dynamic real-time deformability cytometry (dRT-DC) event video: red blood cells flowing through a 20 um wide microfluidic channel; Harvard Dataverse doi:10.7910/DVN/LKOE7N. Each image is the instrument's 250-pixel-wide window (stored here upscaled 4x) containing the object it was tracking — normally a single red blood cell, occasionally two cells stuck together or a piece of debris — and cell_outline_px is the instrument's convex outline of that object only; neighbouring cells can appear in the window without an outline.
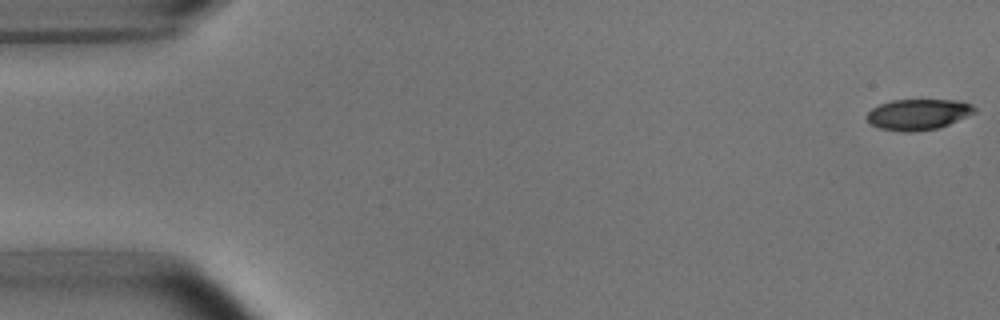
{"species": "common noctule bat (a hibernating species)", "species_latin": "Nyctalus noctula", "temperature_condition": "room temperature", "stored_images_in_passage": 53, "camera_frame_rate_fps": 3000, "um_per_image_px": 0.085, "animal": {"sex": "male", "body_mass_g": 15.6}, "frame": {"image": 1, "passage_image": 1, "time_ms": 0.0, "image_size_px": [1000, 320], "cell_outline_px": [[976, 112], [940, 128], [912, 132], [904, 132], [880, 128], [872, 124], [864, 116], [872, 108], [880, 104], [892, 100], [956, 100], [972, 104], [976, 108]], "centroid_in_image_um": [78.05, 9.72], "position_along_channel_um": 7.0, "area_um2": 19.36}}
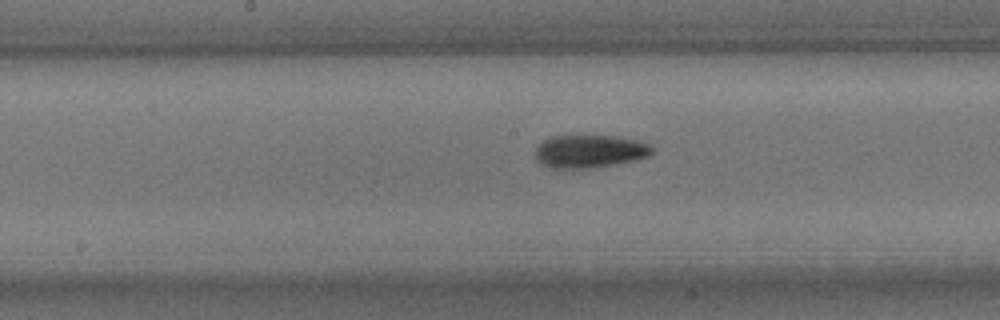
{"frame": {"image": 2, "passage_image": 27, "time_ms": 8.667, "image_size_px": [1000, 320], "cell_outline_px": [[652, 152], [648, 156], [636, 160], [592, 168], [552, 168], [540, 164], [536, 156], [536, 148], [544, 140], [552, 136], [612, 136], [636, 140], [648, 144], [652, 148]], "centroid_in_image_um": [50.1, 12.87], "position_along_channel_um": 198.1, "area_um2": 22.14}}
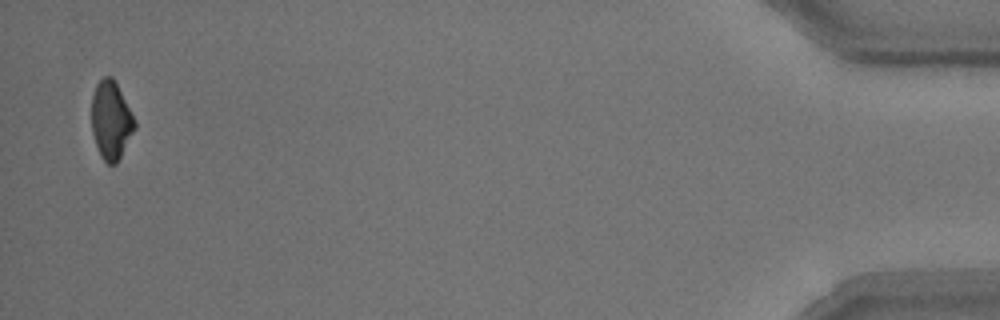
{"frame": {"image": 3, "passage_image": 52, "time_ms": 17.0, "image_size_px": [1000, 320], "cell_outline_px": [[136, 128], [116, 164], [108, 164], [100, 156], [92, 132], [92, 96], [96, 84], [104, 76], [112, 76], [136, 120]], "centroid_in_image_um": [9.44, 10.22], "position_along_channel_um": 425.8, "area_um2": 19.54}, "authors_computed_cell_mechanics": {"area_um2": 21.3282, "velocity_mm_per_s": 3.7752, "shape_relaxation_time_tau1_ms": 3.0756, "shape_relaxation_time_tau2_ms": 4.0202, "deformation_change_tau1": 0.129, "deformation_change_tau2": 0.1023}}